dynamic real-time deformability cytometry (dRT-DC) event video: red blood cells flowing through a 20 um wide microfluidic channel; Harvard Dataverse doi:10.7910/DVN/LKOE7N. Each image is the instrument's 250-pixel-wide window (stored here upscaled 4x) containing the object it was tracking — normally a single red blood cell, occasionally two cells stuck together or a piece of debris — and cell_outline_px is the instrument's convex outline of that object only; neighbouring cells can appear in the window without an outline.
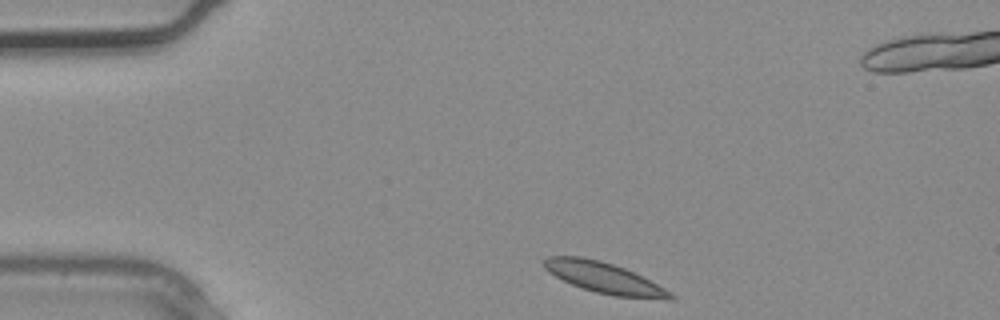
{"species": "common noctule bat (a hibernating species)", "species_latin": "Nyctalus noctula", "temperature_condition": "warm", "stored_images_in_passage": 3, "camera_frame_rate_fps": 3000, "um_per_image_px": 0.085, "animal": {"sex": "male", "body_mass_g": 20.4}, "frame": {"image": 1, "passage_image": 1, "time_ms": 0.0, "image_size_px": [1000, 320], "cell_outline_px": [[676, 300], [668, 300], [616, 296], [596, 292], [572, 284], [548, 272], [544, 268], [544, 260], [548, 256], [580, 256], [600, 260], [624, 268], [672, 292], [676, 296]], "centroid_in_image_um": [51.38, 23.62], "position_along_channel_um": 33.6, "area_um2": 22.43}}